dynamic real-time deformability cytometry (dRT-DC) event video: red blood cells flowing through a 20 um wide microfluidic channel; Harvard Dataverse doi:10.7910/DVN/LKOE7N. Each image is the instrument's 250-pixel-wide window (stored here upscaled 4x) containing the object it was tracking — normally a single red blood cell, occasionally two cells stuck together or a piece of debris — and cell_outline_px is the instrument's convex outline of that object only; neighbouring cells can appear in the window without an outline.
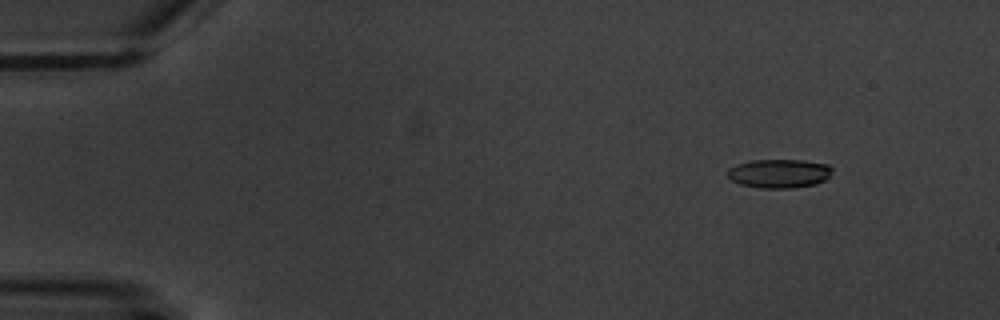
{"species": "common noctule bat (a hibernating species)", "species_latin": "Nyctalus noctula", "temperature_condition": "warm", "stored_images_in_passage": 6, "camera_frame_rate_fps": 3000, "um_per_image_px": 0.085, "animal": {"sex": "male", "body_mass_g": 20.1, "forearm_length_mm": 53.5}, "frame": {"image": 1, "passage_image": 2, "time_ms": 1.0, "image_size_px": [1000, 320], "cell_outline_px": [[832, 168], [828, 176], [824, 180], [816, 184], [792, 188], [760, 188], [740, 184], [732, 180], [728, 176], [728, 168], [736, 164], [752, 160], [804, 160], [828, 164]], "centroid_in_image_um": [66.22, 14.74], "position_along_channel_um": 18.8, "area_um2": 17.57}}
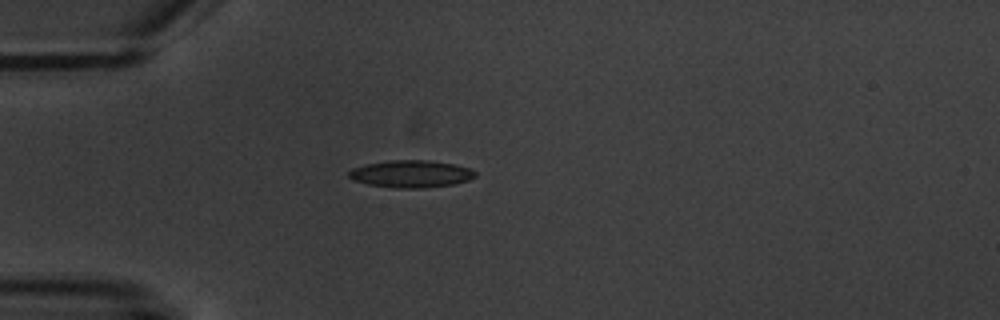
{"frame": {"image": 2, "passage_image": 4, "time_ms": 4.333, "image_size_px": [1000, 320], "cell_outline_px": [[476, 176], [468, 180], [452, 184], [424, 188], [396, 188], [368, 184], [352, 180], [348, 176], [348, 172], [352, 168], [368, 164], [392, 160], [428, 160], [456, 164], [468, 168], [476, 172]], "centroid_in_image_um": [34.93, 14.78], "position_along_channel_um": 50.1, "area_um2": 20.0}}